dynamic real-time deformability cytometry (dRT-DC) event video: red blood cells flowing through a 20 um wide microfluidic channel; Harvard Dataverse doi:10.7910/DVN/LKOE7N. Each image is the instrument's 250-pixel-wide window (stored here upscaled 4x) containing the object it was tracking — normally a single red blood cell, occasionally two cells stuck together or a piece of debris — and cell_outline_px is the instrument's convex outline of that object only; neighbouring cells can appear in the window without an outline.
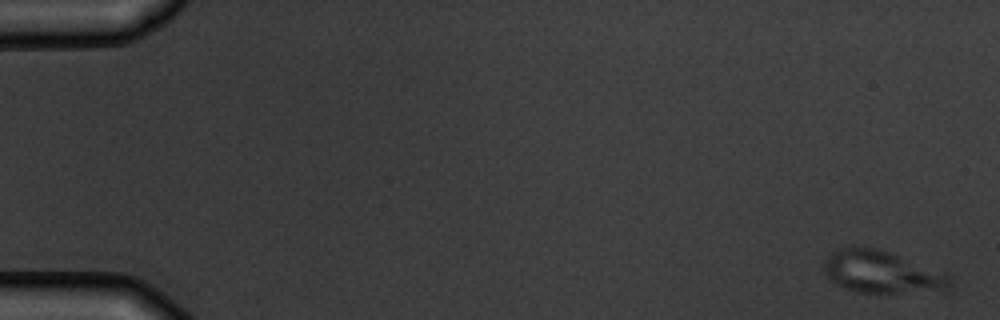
{"species": "common noctule bat (a hibernating species)", "species_latin": "Nyctalus noctula", "temperature_condition": "warm", "stored_images_in_passage": 6, "camera_frame_rate_fps": 3000, "um_per_image_px": 0.085, "animal": {"sex": "male", "body_mass_g": 19.5, "forearm_length_mm": 54.6}, "frame": {"image": 1, "passage_image": 1, "time_ms": 0.0, "image_size_px": [1000, 320], "cell_outline_px": [[952, 284], [948, 288], [888, 296], [856, 292], [844, 288], [836, 284], [824, 272], [824, 264], [828, 256], [832, 252], [840, 248], [876, 248], [948, 272], [952, 280]], "centroid_in_image_um": [75.01, 23.18], "position_along_channel_um": 10.0, "area_um2": 31.56}}